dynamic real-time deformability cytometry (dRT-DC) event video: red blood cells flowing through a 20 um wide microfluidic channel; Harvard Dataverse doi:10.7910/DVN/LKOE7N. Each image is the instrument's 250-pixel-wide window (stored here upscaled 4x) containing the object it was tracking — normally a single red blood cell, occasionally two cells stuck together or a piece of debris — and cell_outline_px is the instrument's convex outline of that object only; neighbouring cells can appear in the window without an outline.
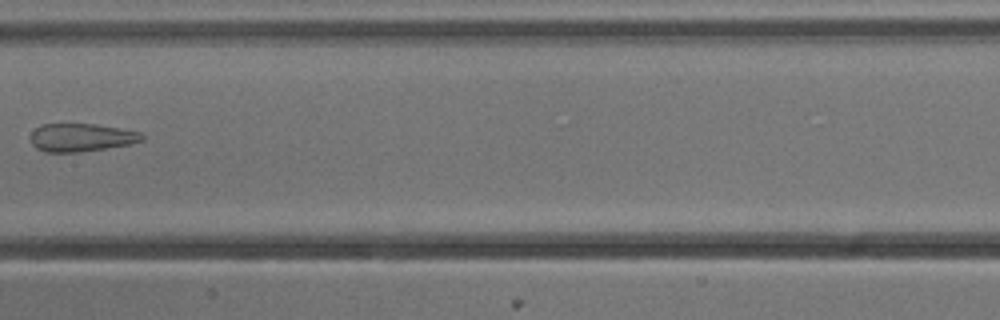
{"species": "common noctule bat (a hibernating species)", "species_latin": "Nyctalus noctula", "temperature_condition": "cold", "stored_images_in_passage": 8, "camera_frame_rate_fps": 3000, "um_per_image_px": 0.085, "animal": {"sex": "male", "body_mass_g": 13.3}, "frame": {"image": 1, "passage_image": 7, "time_ms": 2.0, "image_size_px": [1000, 320], "cell_outline_px": [[144, 140], [128, 144], [80, 152], [44, 152], [36, 148], [32, 144], [32, 132], [40, 124], [96, 124], [140, 132], [144, 136]], "centroid_in_image_um": [6.89, 11.68], "position_along_channel_um": 200.5, "area_um2": 18.03}}
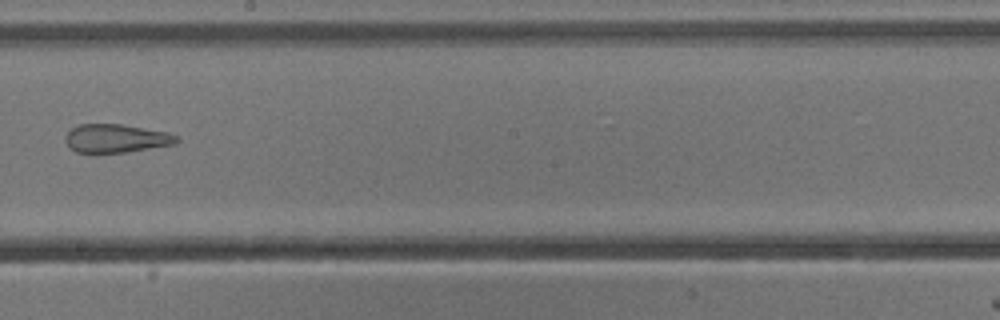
{"frame": {"image": 2, "passage_image": 8, "time_ms": 2.333, "image_size_px": [1000, 320], "cell_outline_px": [[180, 140], [176, 144], [128, 152], [96, 156], [92, 156], [76, 152], [68, 144], [64, 136], [72, 128], [80, 124], [120, 124], [168, 132], [176, 136]], "centroid_in_image_um": [9.84, 11.81], "position_along_channel_um": 238.4, "area_um2": 19.07}}